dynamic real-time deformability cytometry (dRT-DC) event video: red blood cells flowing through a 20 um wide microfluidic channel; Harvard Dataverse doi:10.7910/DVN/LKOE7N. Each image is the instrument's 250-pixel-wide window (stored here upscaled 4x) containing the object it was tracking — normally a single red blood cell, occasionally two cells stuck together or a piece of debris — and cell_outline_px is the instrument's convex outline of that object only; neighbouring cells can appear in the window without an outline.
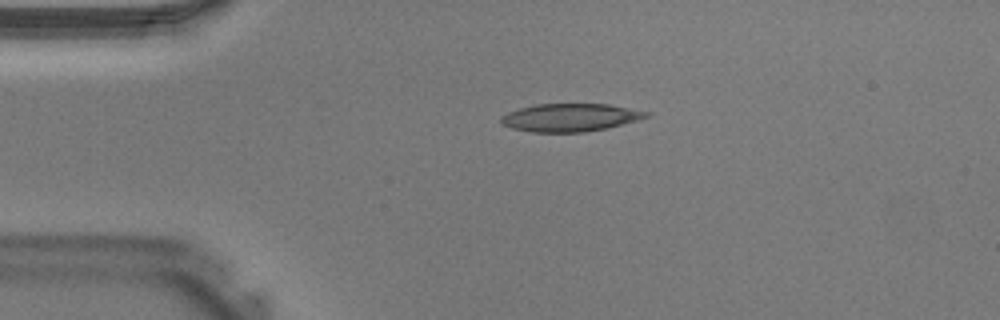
{"species": "Egyptian fruit bat (a non-hibernating species)", "species_latin": "Rousettus aegyptiacus", "temperature_condition": "warm", "stored_images_in_passage": 32, "camera_frame_rate_fps": 3000, "um_per_image_px": 0.085, "animal": {"sex": "male"}, "frame": {"image": 1, "passage_image": 1, "time_ms": 0.0, "image_size_px": [1000, 320], "cell_outline_px": [[652, 116], [604, 128], [584, 132], [532, 132], [512, 128], [500, 124], [500, 116], [508, 112], [520, 108], [536, 104], [608, 104], [652, 112]], "centroid_in_image_um": [48.45, 9.98], "position_along_channel_um": 36.6, "area_um2": 23.58}}
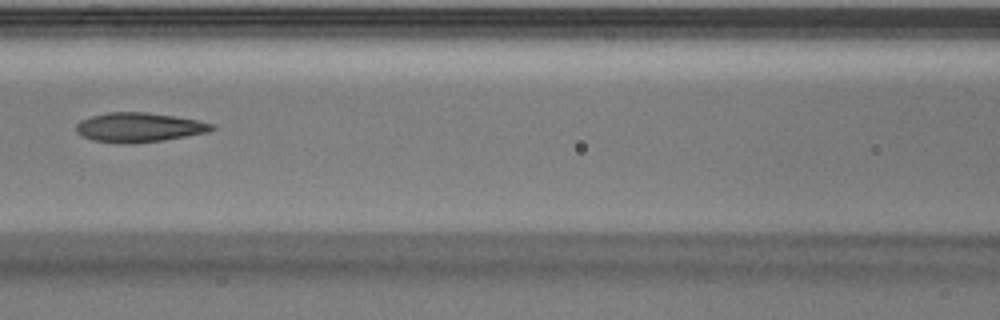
{"frame": {"image": 2, "passage_image": 10, "time_ms": 3.0, "image_size_px": [1000, 320], "cell_outline_px": [[216, 128], [208, 132], [164, 140], [128, 144], [124, 144], [92, 140], [76, 132], [76, 124], [80, 120], [92, 116], [108, 112], [144, 112], [172, 116], [196, 120], [216, 124]], "centroid_in_image_um": [11.82, 10.83], "position_along_channel_um": 154.8, "area_um2": 23.18}}
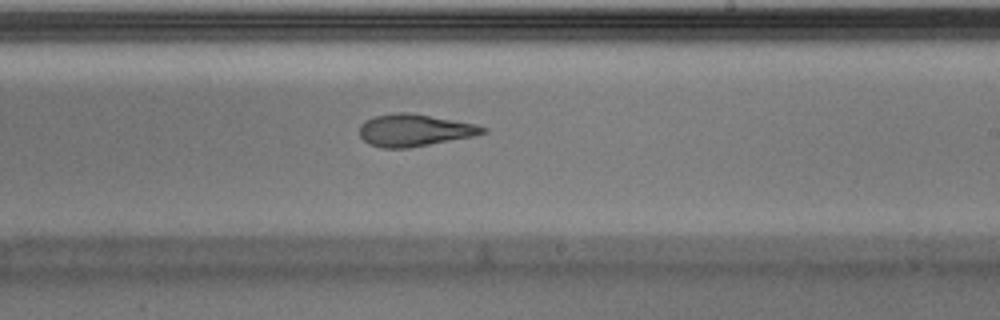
{"frame": {"image": 3, "passage_image": 16, "time_ms": 5.0, "image_size_px": [1000, 320], "cell_outline_px": [[488, 132], [472, 136], [408, 148], [384, 148], [368, 144], [360, 136], [360, 124], [364, 120], [376, 116], [396, 112], [412, 112], [476, 124], [488, 128]], "centroid_in_image_um": [35.22, 11.06], "position_along_channel_um": 253.8, "area_um2": 23.12}}